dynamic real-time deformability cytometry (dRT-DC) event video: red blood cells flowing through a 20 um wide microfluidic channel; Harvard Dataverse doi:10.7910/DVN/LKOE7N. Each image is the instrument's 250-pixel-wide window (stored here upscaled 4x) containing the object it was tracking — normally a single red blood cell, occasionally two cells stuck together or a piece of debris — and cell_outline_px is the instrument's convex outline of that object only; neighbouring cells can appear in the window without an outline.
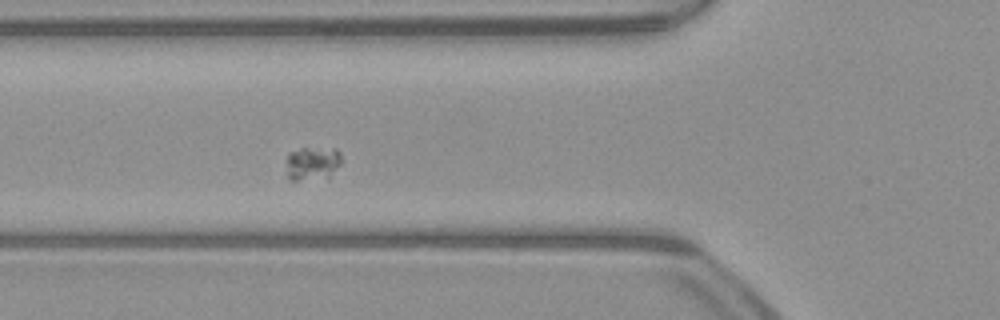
{"species": "common noctule bat (a hibernating species)", "species_latin": "Nyctalus noctula", "temperature_condition": "warm", "stored_images_in_passage": 49, "camera_frame_rate_fps": 3000, "um_per_image_px": 0.085, "animal": {"sex": "male", "body_mass_g": 23.1, "forearm_length_mm": 52.7}, "frame": {"image": 1, "passage_image": 15, "time_ms": 4.667, "image_size_px": [1000, 320], "cell_outline_px": [[340, 164], [328, 180], [292, 180], [288, 176], [288, 152], [300, 148], [336, 148], [340, 152]], "centroid_in_image_um": [26.6, 13.9], "position_along_channel_um": 99.2, "area_um2": 11.04}}
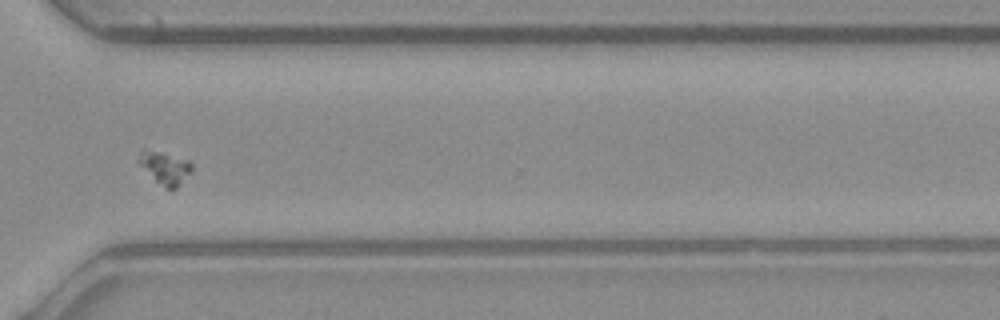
{"frame": {"image": 2, "passage_image": 35, "time_ms": 11.333, "image_size_px": [1000, 320], "cell_outline_px": [[192, 172], [176, 188], [164, 188], [136, 164], [136, 160], [140, 152], [144, 148], [188, 160], [192, 164]], "centroid_in_image_um": [13.97, 14.26], "position_along_channel_um": 356.6, "area_um2": 10.23}}